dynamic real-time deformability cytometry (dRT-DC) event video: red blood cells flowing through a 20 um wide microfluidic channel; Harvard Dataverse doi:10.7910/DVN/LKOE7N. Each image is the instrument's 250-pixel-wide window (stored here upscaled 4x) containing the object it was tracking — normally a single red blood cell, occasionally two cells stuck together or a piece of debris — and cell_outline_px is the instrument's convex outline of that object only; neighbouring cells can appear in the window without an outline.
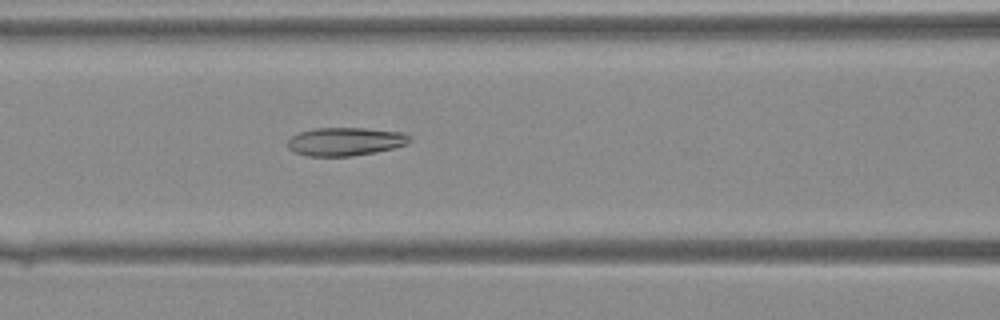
{"species": "Egyptian fruit bat (a non-hibernating species)", "species_latin": "Rousettus aegyptiacus", "temperature_condition": "warm", "stored_images_in_passage": 22, "camera_frame_rate_fps": 3000, "um_per_image_px": 0.085, "animal": {"sex": "female"}, "frame": {"image": 1, "passage_image": 6, "time_ms": 1.667, "image_size_px": [1000, 320], "cell_outline_px": [[412, 140], [408, 144], [376, 152], [352, 156], [308, 156], [296, 152], [288, 148], [288, 140], [292, 136], [300, 132], [316, 128], [364, 128], [404, 132]], "centroid_in_image_um": [29.38, 12.03], "position_along_channel_um": 137.2, "area_um2": 20.06}}
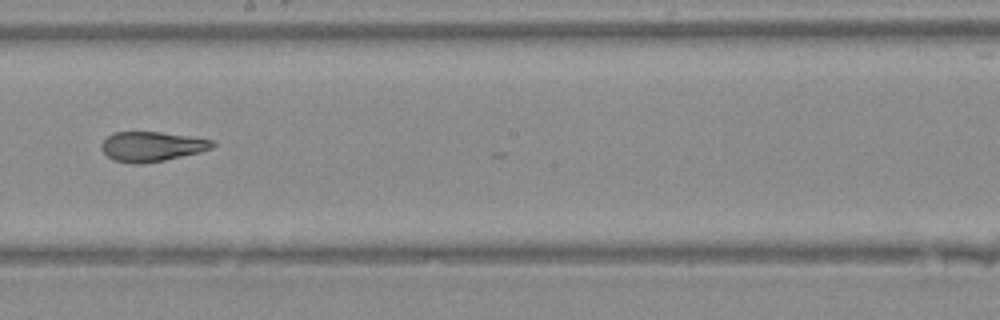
{"frame": {"image": 2, "passage_image": 12, "time_ms": 3.667, "image_size_px": [1000, 320], "cell_outline_px": [[216, 144], [212, 148], [200, 152], [164, 160], [140, 164], [136, 164], [112, 160], [100, 148], [100, 144], [108, 136], [116, 132], [160, 132], [188, 136], [212, 140]], "centroid_in_image_um": [12.88, 12.45], "position_along_channel_um": 235.3, "area_um2": 19.13}}
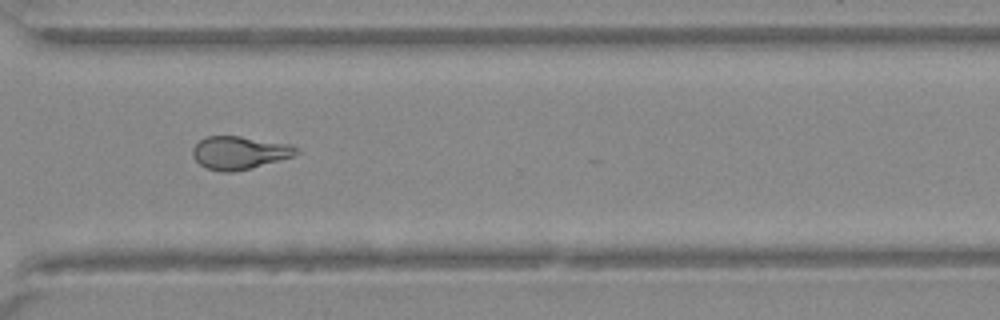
{"frame": {"image": 3, "passage_image": 19, "time_ms": 6.0, "image_size_px": [1000, 320], "cell_outline_px": [[300, 152], [292, 156], [252, 168], [232, 172], [220, 172], [208, 168], [200, 164], [192, 156], [192, 148], [204, 136], [240, 136], [292, 144], [300, 148]], "centroid_in_image_um": [20.36, 12.97], "position_along_channel_um": 350.2, "area_um2": 20.06}}